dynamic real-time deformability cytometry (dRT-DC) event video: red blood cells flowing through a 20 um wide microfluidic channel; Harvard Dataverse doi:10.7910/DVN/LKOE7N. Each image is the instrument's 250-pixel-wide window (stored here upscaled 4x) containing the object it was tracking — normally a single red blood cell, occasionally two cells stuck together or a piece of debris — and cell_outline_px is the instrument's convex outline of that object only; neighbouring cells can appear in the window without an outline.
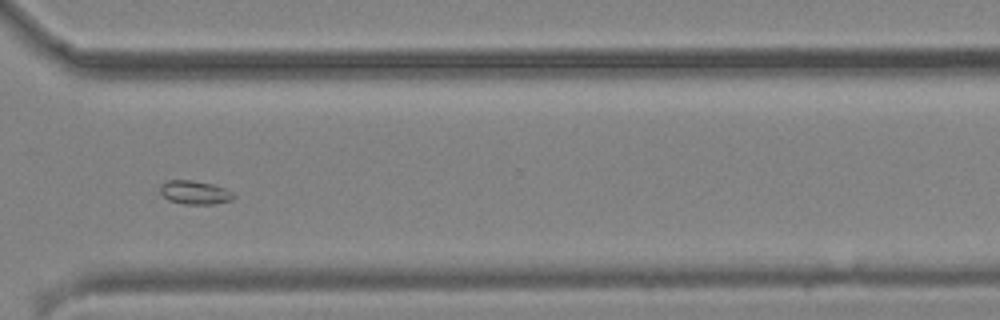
{"species": "common noctule bat (a hibernating species)", "species_latin": "Nyctalus noctula", "temperature_condition": "cold", "stored_images_in_passage": 51, "camera_frame_rate_fps": 3000, "um_per_image_px": 0.085, "animal": {"sex": "male", "body_mass_g": 19.2, "forearm_length_mm": 51.8}, "frame": {"image": 1, "passage_image": 38, "time_ms": 12.333, "image_size_px": [1000, 320], "cell_outline_px": [[236, 196], [232, 200], [212, 204], [184, 204], [168, 200], [160, 192], [160, 184], [168, 180], [192, 180], [212, 184], [224, 188], [232, 192]], "centroid_in_image_um": [16.55, 16.36], "position_along_channel_um": 354.1, "area_um2": 10.12}}
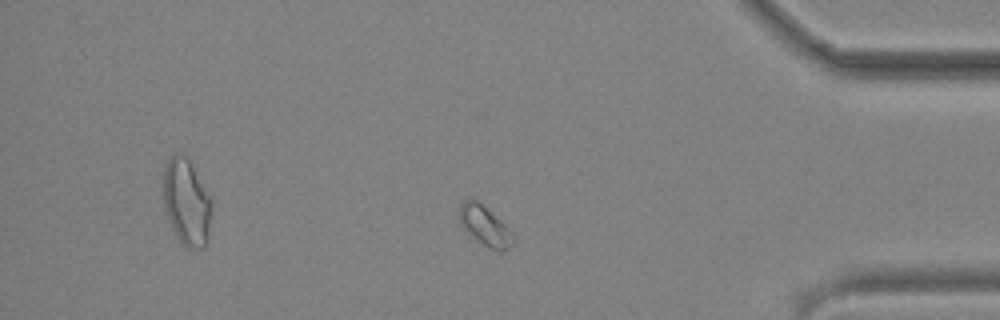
{"frame": {"image": 2, "passage_image": 43, "time_ms": 14.0, "image_size_px": [1000, 320], "cell_outline_px": [[512, 244], [508, 248], [488, 248], [472, 236], [460, 224], [460, 204], [464, 200], [476, 200], [500, 220], [508, 228], [512, 236]], "centroid_in_image_um": [41.17, 19.17], "position_along_channel_um": 394.0, "area_um2": 11.62}}
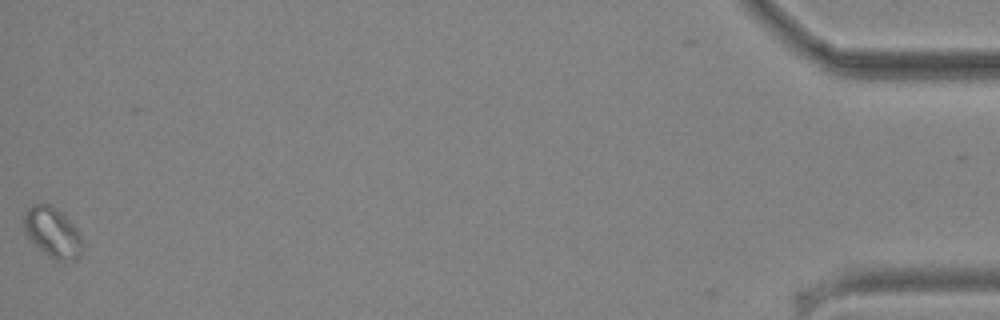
{"frame": {"image": 3, "passage_image": 51, "time_ms": 16.667, "image_size_px": [1000, 320], "cell_outline_px": [[84, 252], [76, 260], [56, 260], [48, 256], [28, 236], [24, 228], [24, 212], [32, 204], [48, 204], [56, 208], [76, 228], [84, 244]], "centroid_in_image_um": [4.5, 19.77], "position_along_channel_um": 430.7, "area_um2": 16.88}}